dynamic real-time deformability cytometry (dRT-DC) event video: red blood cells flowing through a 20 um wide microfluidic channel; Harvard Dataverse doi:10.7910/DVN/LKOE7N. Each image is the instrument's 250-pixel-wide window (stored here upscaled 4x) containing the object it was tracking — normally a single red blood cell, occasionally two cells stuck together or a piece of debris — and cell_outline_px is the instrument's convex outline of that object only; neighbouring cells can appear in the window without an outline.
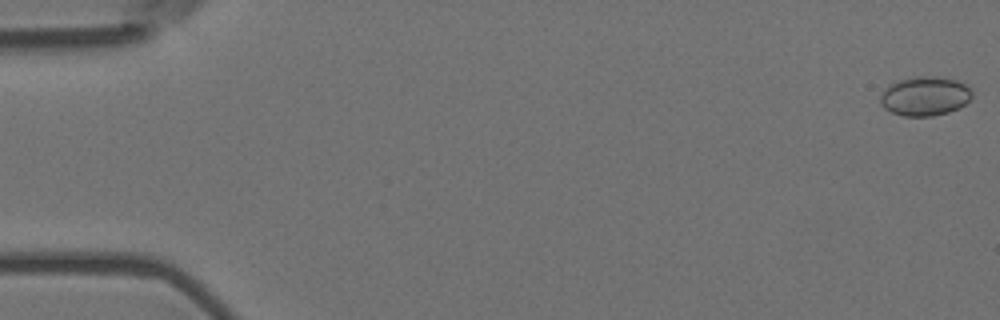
{"species": "Egyptian fruit bat (a non-hibernating species)", "species_latin": "Rousettus aegyptiacus", "temperature_condition": "room temperature", "stored_images_in_passage": 16, "camera_frame_rate_fps": 3000, "um_per_image_px": 0.085, "animal": {"sex": "female"}, "frame": {"image": 1, "passage_image": 1, "time_ms": 0.0, "image_size_px": [1000, 320], "cell_outline_px": [[972, 96], [960, 108], [948, 112], [932, 116], [904, 116], [892, 112], [884, 108], [880, 104], [880, 96], [884, 88], [888, 84], [900, 80], [916, 76], [924, 76], [956, 80], [968, 84], [972, 88]], "centroid_in_image_um": [78.61, 8.17], "position_along_channel_um": 6.4, "area_um2": 21.04}}